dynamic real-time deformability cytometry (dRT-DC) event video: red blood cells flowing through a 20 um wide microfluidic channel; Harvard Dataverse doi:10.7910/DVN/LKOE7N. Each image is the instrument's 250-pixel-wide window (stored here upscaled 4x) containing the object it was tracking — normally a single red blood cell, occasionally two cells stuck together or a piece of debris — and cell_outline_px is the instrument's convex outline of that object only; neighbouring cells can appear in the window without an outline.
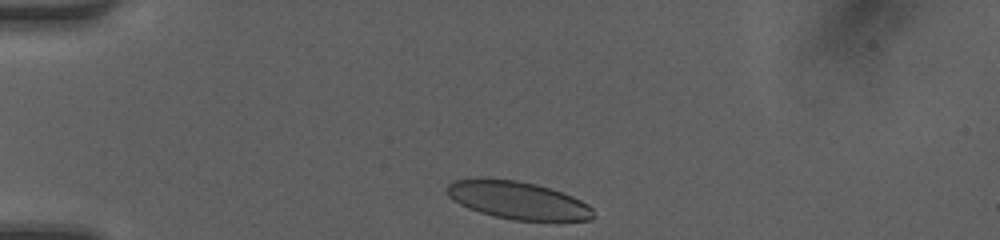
{"species": "human", "species_latin": "Homo sapiens", "temperature_condition": "room temperature", "stored_images_in_passage": 31, "camera_frame_rate_fps": 3000, "um_per_image_px": 0.085, "donor": {"sex": "female"}, "frame": {"image": 1, "passage_image": 1, "time_ms": 0.0, "image_size_px": [1000, 240], "cell_outline_px": [[592, 220], [512, 220], [480, 212], [468, 208], [460, 204], [448, 196], [444, 188], [452, 180], [480, 176], [516, 180], [536, 184], [572, 196], [588, 204], [592, 208]], "centroid_in_image_um": [43.92, 16.98], "position_along_channel_um": 41.1, "area_um2": 32.37}}
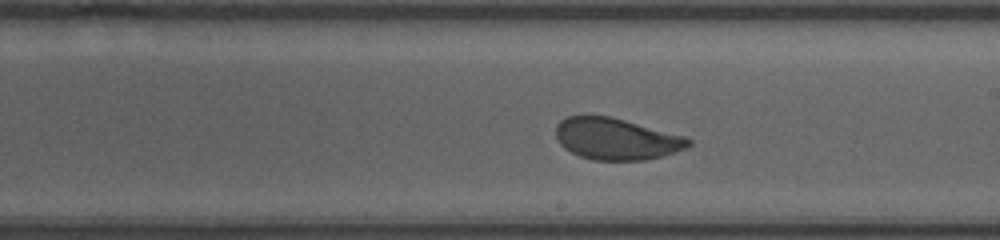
{"frame": {"image": 2, "passage_image": 18, "time_ms": 5.667, "image_size_px": [1000, 240], "cell_outline_px": [[692, 144], [676, 152], [644, 160], [592, 160], [580, 156], [564, 148], [560, 144], [556, 136], [556, 124], [560, 120], [568, 116], [608, 116], [624, 120], [684, 136], [692, 140]], "centroid_in_image_um": [52.36, 11.81], "position_along_channel_um": 236.6, "area_um2": 31.85}}
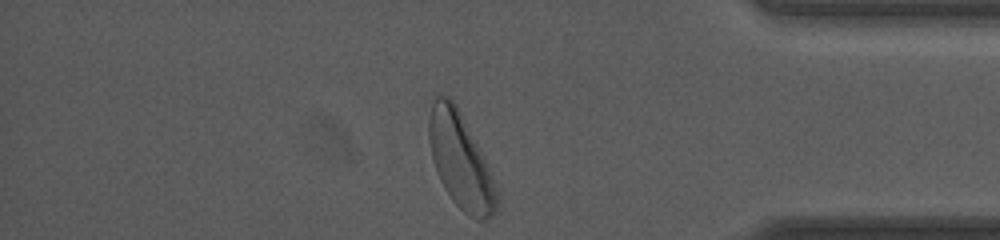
{"frame": {"image": 3, "passage_image": 31, "time_ms": 10.0, "image_size_px": [1000, 240], "cell_outline_px": [[496, 208], [484, 220], [476, 220], [468, 216], [452, 200], [444, 188], [436, 172], [432, 160], [428, 140], [428, 120], [432, 96], [436, 92], [448, 96], [456, 104], [496, 184]], "centroid_in_image_um": [39.06, 13.6], "position_along_channel_um": 396.1, "area_um2": 37.28}, "authors_computed_cell_mechanics": {"area_um2": 33.0616, "velocity_mm_per_s": 4.1862, "shape_relaxation_time_tau1_ms": 2.5996, "shape_relaxation_time_tau2_ms": 0.6977, "deformation_change_tau1": 0.1146, "deformation_change_tau2": 0.0445}}